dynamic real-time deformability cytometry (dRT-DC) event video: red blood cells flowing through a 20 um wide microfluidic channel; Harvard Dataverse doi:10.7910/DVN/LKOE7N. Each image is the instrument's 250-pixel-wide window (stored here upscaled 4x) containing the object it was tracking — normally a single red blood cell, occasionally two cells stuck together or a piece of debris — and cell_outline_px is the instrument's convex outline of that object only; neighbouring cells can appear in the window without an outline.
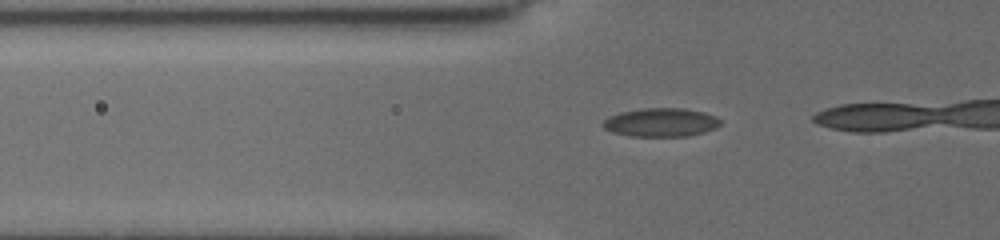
{"species": "common noctule bat (a hibernating species)", "species_latin": "Nyctalus noctula", "temperature_condition": "cold", "stored_images_in_passage": 8, "camera_frame_rate_fps": 3000, "um_per_image_px": 0.085, "animal": {"sex": "female", "body_mass_g": 19.5, "forearm_length_mm": 54.1}, "frame": {"image": 1, "passage_image": 2, "time_ms": 0.333, "image_size_px": [1000, 240], "cell_outline_px": [[720, 124], [716, 128], [704, 132], [688, 136], [632, 136], [612, 132], [604, 128], [600, 124], [608, 116], [620, 112], [640, 108], [684, 108], [704, 112], [716, 116], [720, 120]], "centroid_in_image_um": [56.16, 10.39], "position_along_channel_um": 69.6, "area_um2": 19.71}}
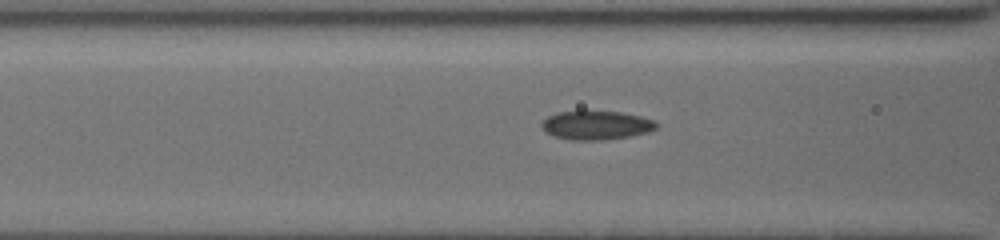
{"frame": {"image": 2, "passage_image": 6, "time_ms": 1.667, "image_size_px": [1000, 240], "cell_outline_px": [[660, 124], [656, 128], [648, 132], [628, 136], [600, 140], [572, 140], [552, 136], [544, 132], [540, 124], [548, 116], [560, 112], [620, 112], [640, 116], [652, 120]], "centroid_in_image_um": [50.66, 10.66], "position_along_channel_um": 115.9, "area_um2": 19.02}}